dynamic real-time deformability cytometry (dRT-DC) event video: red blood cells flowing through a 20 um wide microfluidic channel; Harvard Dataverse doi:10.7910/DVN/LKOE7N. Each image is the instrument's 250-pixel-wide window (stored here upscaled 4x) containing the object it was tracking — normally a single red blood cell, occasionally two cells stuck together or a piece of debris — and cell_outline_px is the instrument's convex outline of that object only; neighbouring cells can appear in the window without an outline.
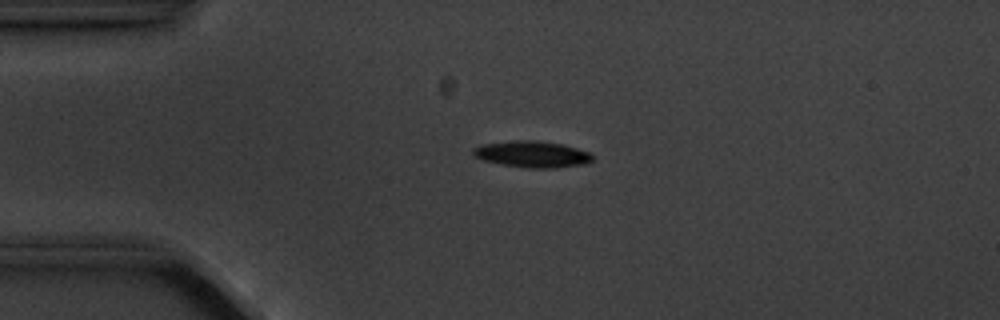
{"species": "common noctule bat (a hibernating species)", "species_latin": "Nyctalus noctula", "temperature_condition": "cold", "stored_images_in_passage": 5, "camera_frame_rate_fps": 3000, "um_per_image_px": 0.085, "animal": {"sex": "male", "body_mass_g": 20.1, "forearm_length_mm": 53.5}, "frame": {"image": 1, "passage_image": 4, "time_ms": 3.667, "image_size_px": [1000, 320], "cell_outline_px": [[592, 160], [584, 164], [556, 168], [528, 168], [500, 164], [484, 160], [476, 156], [472, 152], [472, 148], [484, 144], [516, 140], [536, 140], [564, 144], [588, 152], [592, 156]], "centroid_in_image_um": [45.24, 13.11], "position_along_channel_um": 39.8, "area_um2": 18.26}}